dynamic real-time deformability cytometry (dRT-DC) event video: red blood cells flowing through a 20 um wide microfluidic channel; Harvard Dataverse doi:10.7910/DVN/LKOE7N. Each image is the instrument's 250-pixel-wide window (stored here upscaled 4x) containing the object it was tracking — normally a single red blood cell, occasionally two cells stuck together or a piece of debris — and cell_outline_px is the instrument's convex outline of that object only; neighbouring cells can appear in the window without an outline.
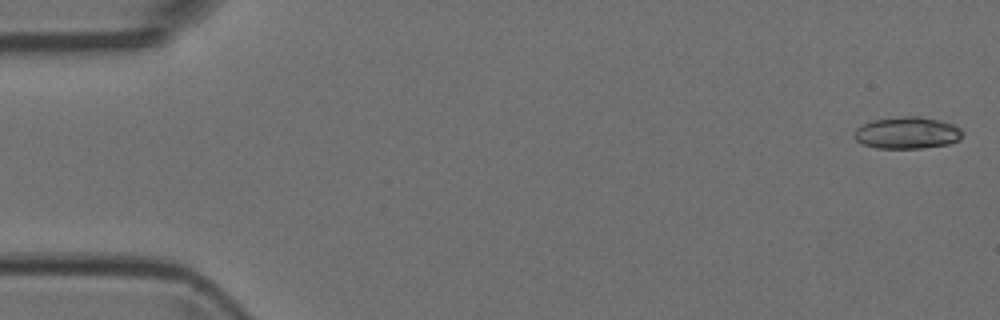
{"species": "Egyptian fruit bat (a non-hibernating species)", "species_latin": "Rousettus aegyptiacus", "temperature_condition": "room temperature", "stored_images_in_passage": 5, "camera_frame_rate_fps": 3000, "um_per_image_px": 0.085, "animal": {"sex": "female"}, "frame": {"image": 1, "passage_image": 1, "time_ms": 0.0, "image_size_px": [1000, 320], "cell_outline_px": [[964, 132], [960, 140], [948, 144], [920, 148], [876, 148], [864, 144], [856, 140], [852, 136], [856, 128], [872, 120], [904, 116], [920, 116], [940, 120], [952, 124], [960, 128]], "centroid_in_image_um": [77.12, 11.29], "position_along_channel_um": 7.9, "area_um2": 20.17}}